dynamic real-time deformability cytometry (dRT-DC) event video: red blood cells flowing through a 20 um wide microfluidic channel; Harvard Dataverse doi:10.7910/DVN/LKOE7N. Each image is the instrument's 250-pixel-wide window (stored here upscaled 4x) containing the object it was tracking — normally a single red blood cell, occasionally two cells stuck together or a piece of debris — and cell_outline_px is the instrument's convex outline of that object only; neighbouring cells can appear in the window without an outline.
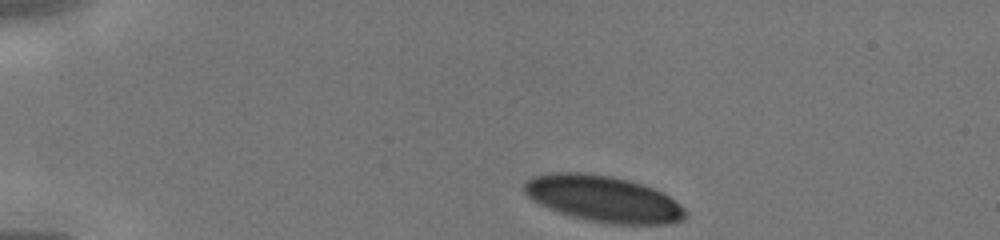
{"species": "human", "species_latin": "Homo sapiens", "temperature_condition": "cold", "stored_images_in_passage": 31, "camera_frame_rate_fps": 3000, "um_per_image_px": 0.085, "donor": {"sex": "male"}, "frame": {"image": 1, "passage_image": 1, "time_ms": 0.0, "image_size_px": [1000, 240], "cell_outline_px": [[688, 216], [684, 220], [668, 224], [608, 224], [588, 220], [572, 216], [548, 208], [532, 200], [524, 192], [524, 184], [532, 176], [552, 172], [584, 172], [612, 176], [628, 180], [652, 188], [668, 196], [680, 204], [688, 212]], "centroid_in_image_um": [51.29, 16.9], "position_along_channel_um": 33.7, "area_um2": 43.47}}
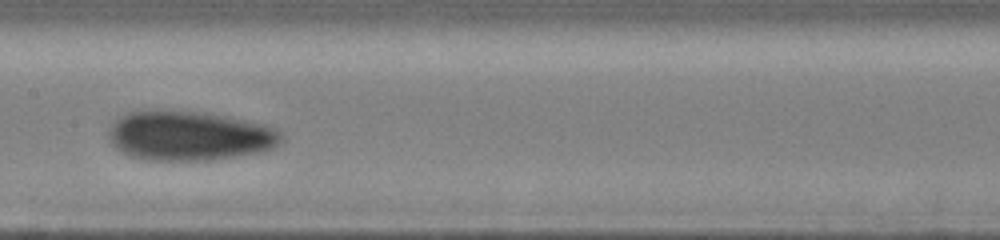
{"frame": {"image": 2, "passage_image": 16, "time_ms": 5.0, "image_size_px": [1000, 240], "cell_outline_px": [[284, 136], [272, 148], [260, 152], [212, 160], [140, 160], [128, 156], [116, 148], [112, 144], [108, 132], [112, 124], [120, 116], [128, 112], [160, 108], [224, 116], [264, 124], [276, 128]], "centroid_in_image_um": [16.04, 11.54], "position_along_channel_um": 191.4, "area_um2": 50.05}}
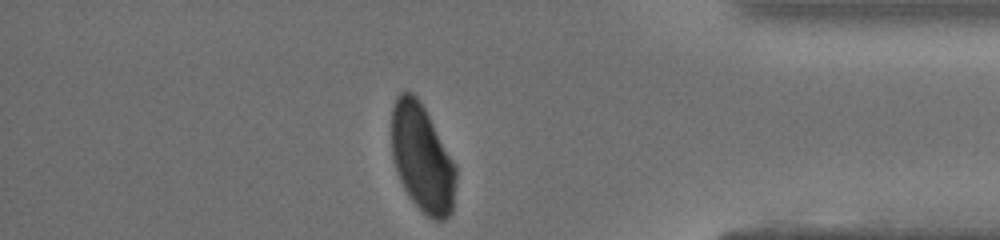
{"frame": {"image": 3, "passage_image": 31, "time_ms": 10.0, "image_size_px": [1000, 240], "cell_outline_px": [[456, 180], [452, 212], [444, 220], [432, 220], [408, 196], [400, 180], [392, 156], [392, 108], [396, 96], [400, 92], [412, 92], [416, 96], [424, 108], [456, 164]], "centroid_in_image_um": [35.89, 13.45], "position_along_channel_um": 399.3, "area_um2": 40.17}}